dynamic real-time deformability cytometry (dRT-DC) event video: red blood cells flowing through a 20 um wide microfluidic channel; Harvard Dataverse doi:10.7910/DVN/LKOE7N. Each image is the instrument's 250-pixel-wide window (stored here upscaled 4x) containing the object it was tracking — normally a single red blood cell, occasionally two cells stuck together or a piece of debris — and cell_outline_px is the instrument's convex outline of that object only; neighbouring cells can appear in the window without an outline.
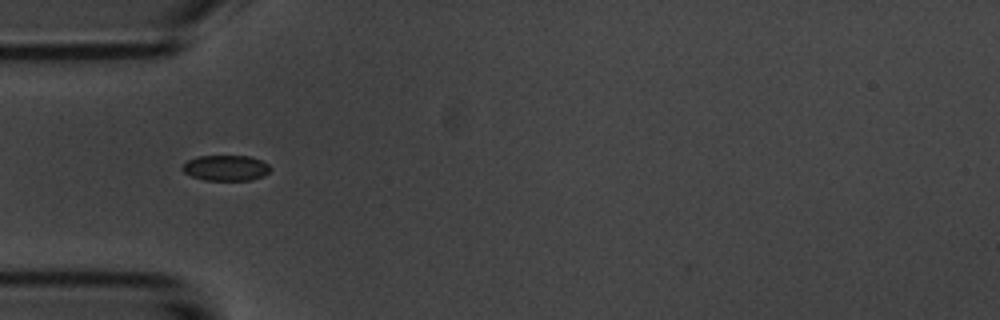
{"species": "common noctule bat (a hibernating species)", "species_latin": "Nyctalus noctula", "temperature_condition": "room temperature", "stored_images_in_passage": 4, "camera_frame_rate_fps": 3000, "um_per_image_px": 0.085, "animal": {"sex": "male", "body_mass_g": 20.1, "forearm_length_mm": 53.5}, "frame": {"image": 1, "passage_image": 4, "time_ms": 3.333, "image_size_px": [1000, 320], "cell_outline_px": [[272, 168], [268, 172], [252, 180], [204, 180], [192, 176], [184, 172], [180, 168], [188, 160], [196, 156], [248, 156], [260, 160], [268, 164]], "centroid_in_image_um": [19.17, 14.27], "position_along_channel_um": 65.8, "area_um2": 13.01}}